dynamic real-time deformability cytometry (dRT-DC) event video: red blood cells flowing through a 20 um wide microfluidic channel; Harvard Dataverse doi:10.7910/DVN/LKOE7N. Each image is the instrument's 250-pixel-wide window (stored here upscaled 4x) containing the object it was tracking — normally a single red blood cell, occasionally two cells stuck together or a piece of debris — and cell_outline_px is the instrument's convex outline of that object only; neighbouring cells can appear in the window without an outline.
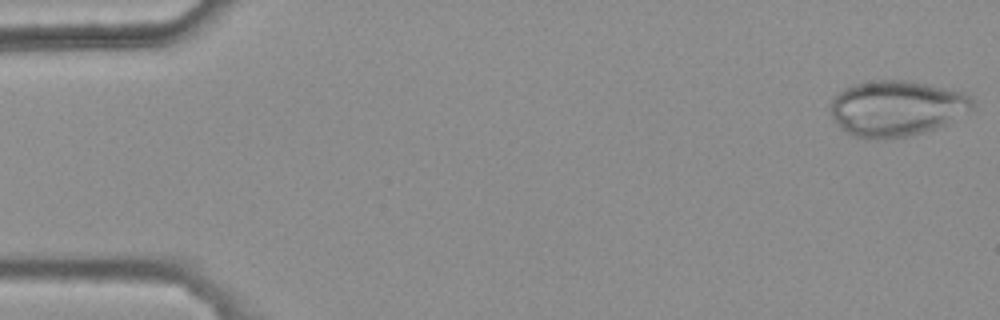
{"species": "common noctule bat (a hibernating species)", "species_latin": "Nyctalus noctula", "temperature_condition": "warm", "stored_images_in_passage": 46, "camera_frame_rate_fps": 3000, "um_per_image_px": 0.085, "animal": {"sex": "female", "body_mass_g": 25.1}, "frame": {"image": 1, "passage_image": 1, "time_ms": 0.0, "image_size_px": [1000, 320], "cell_outline_px": [[976, 104], [972, 108], [944, 124], [924, 132], [908, 136], [876, 140], [852, 136], [832, 116], [828, 108], [828, 104], [832, 96], [844, 88], [852, 84], [872, 80], [912, 80], [964, 92], [972, 96]], "centroid_in_image_um": [76.17, 9.17], "position_along_channel_um": 8.8, "area_um2": 46.36}}
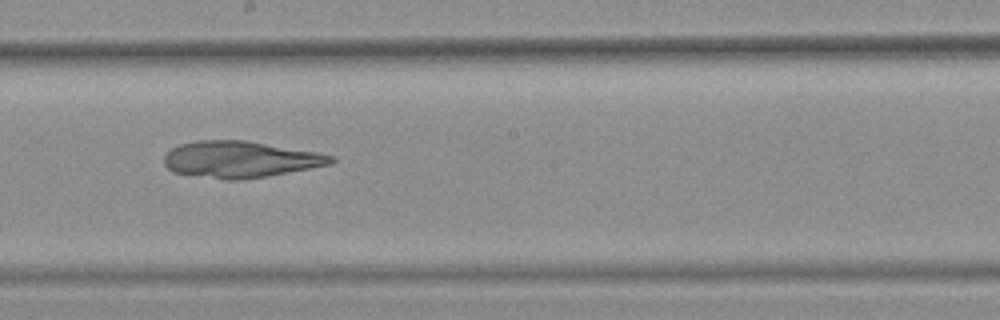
{"frame": {"image": 2, "passage_image": 29, "time_ms": 9.333, "image_size_px": [1000, 320], "cell_outline_px": [[336, 160], [332, 164], [268, 176], [240, 180], [224, 180], [172, 172], [164, 164], [164, 156], [172, 148], [180, 144], [196, 140], [244, 140], [320, 152], [336, 156]], "centroid_in_image_um": [20.45, 13.55], "position_along_channel_um": 227.7, "area_um2": 35.78}}
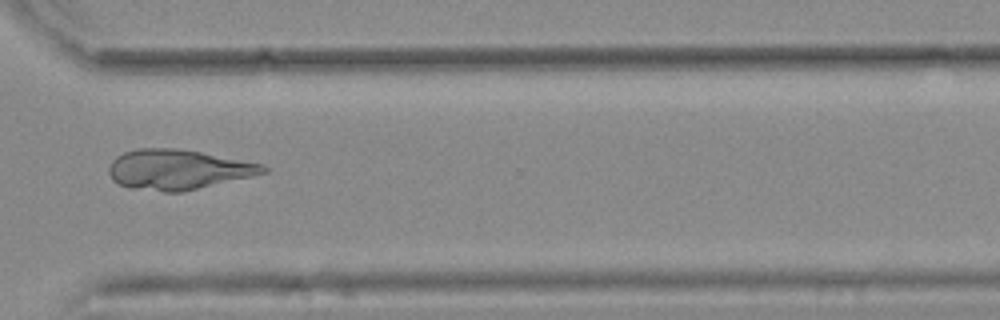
{"frame": {"image": 3, "passage_image": 39, "time_ms": 12.667, "image_size_px": [1000, 320], "cell_outline_px": [[268, 172], [252, 176], [180, 192], [164, 192], [128, 188], [112, 180], [108, 172], [108, 168], [112, 160], [116, 156], [124, 152], [136, 148], [176, 148], [200, 152], [264, 164], [268, 168]], "centroid_in_image_um": [15.09, 14.41], "position_along_channel_um": 355.5, "area_um2": 35.95}}